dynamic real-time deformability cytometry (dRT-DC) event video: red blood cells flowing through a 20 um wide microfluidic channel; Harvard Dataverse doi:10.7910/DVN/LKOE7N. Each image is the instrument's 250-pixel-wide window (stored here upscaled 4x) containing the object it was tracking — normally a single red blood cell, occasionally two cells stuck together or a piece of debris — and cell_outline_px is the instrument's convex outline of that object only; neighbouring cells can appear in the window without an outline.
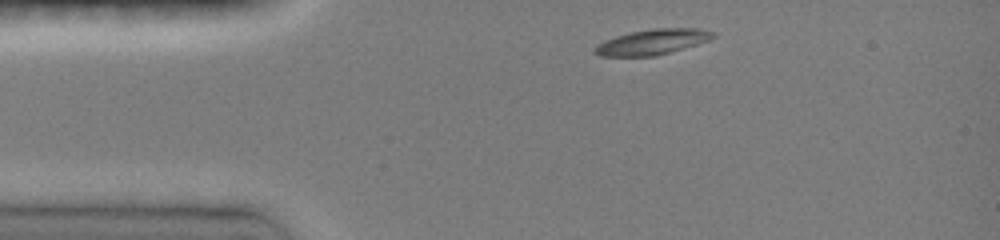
{"species": "common noctule bat (a hibernating species)", "species_latin": "Nyctalus noctula", "temperature_condition": "room temperature", "stored_images_in_passage": 8, "camera_frame_rate_fps": 3000, "um_per_image_px": 0.085, "animal": {"sex": "female", "body_mass_g": 19.0, "forearm_length_mm": 51.5}, "frame": {"image": 1, "passage_image": 1, "time_ms": 0.0, "image_size_px": [1000, 240], "cell_outline_px": [[716, 36], [708, 40], [696, 44], [656, 56], [600, 56], [592, 52], [592, 48], [596, 44], [604, 40], [628, 32], [652, 28], [700, 28], [716, 32]], "centroid_in_image_um": [55.41, 3.55], "position_along_channel_um": 29.6, "area_um2": 17.69}}
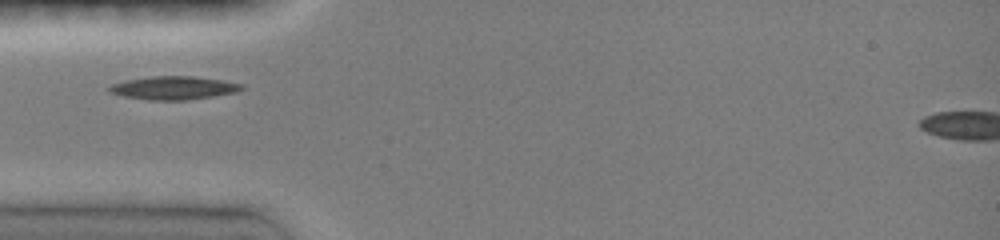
{"frame": {"image": 2, "passage_image": 6, "time_ms": 2.0, "image_size_px": [1000, 240], "cell_outline_px": [[244, 88], [236, 92], [188, 100], [148, 100], [124, 96], [108, 92], [108, 88], [112, 84], [124, 80], [152, 76], [192, 76], [224, 80], [244, 84]], "centroid_in_image_um": [14.76, 7.46], "position_along_channel_um": 70.2, "area_um2": 18.03}}